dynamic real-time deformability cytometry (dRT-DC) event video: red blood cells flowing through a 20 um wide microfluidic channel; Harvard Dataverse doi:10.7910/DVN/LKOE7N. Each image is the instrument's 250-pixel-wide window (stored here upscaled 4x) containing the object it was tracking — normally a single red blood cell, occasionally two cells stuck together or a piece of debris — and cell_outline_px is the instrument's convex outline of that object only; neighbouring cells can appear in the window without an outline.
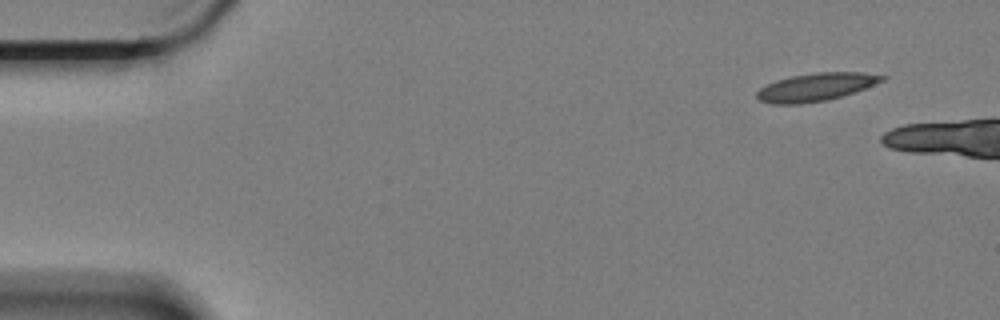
{"species": "Egyptian fruit bat (a non-hibernating species)", "species_latin": "Rousettus aegyptiacus", "temperature_condition": "cold", "stored_images_in_passage": 3, "camera_frame_rate_fps": 3000, "um_per_image_px": 0.085, "animal": {"sex": "female"}, "frame": {"image": 1, "passage_image": 1, "time_ms": 0.0, "image_size_px": [1000, 320], "cell_outline_px": [[888, 76], [884, 80], [864, 88], [840, 96], [824, 100], [800, 104], [772, 104], [760, 100], [756, 96], [756, 92], [760, 88], [776, 80], [792, 76], [812, 72], [864, 72]], "centroid_in_image_um": [69.34, 7.38], "position_along_channel_um": 15.7, "area_um2": 20.17}}